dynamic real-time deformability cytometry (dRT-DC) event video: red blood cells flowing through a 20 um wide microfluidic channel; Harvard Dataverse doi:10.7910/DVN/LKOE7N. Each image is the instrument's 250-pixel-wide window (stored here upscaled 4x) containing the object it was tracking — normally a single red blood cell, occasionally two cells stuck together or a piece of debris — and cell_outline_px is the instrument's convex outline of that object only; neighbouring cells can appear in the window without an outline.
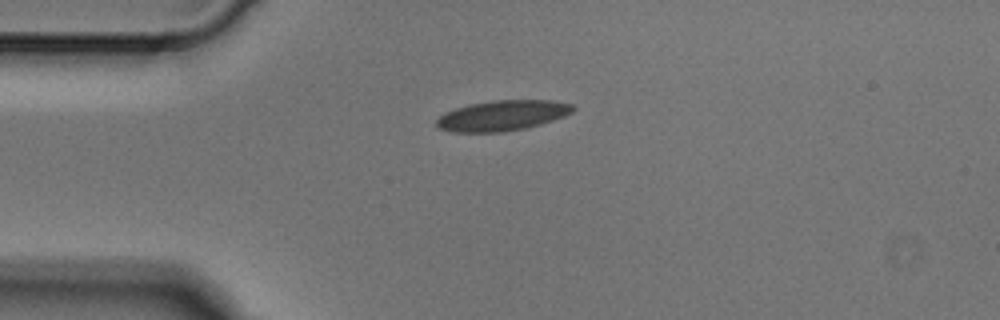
{"species": "Egyptian fruit bat (a non-hibernating species)", "species_latin": "Rousettus aegyptiacus", "temperature_condition": "cold", "stored_images_in_passage": 3, "camera_frame_rate_fps": 3000, "um_per_image_px": 0.085, "animal": {"sex": "male"}, "frame": {"image": 1, "passage_image": 1, "time_ms": 0.0, "image_size_px": [1000, 320], "cell_outline_px": [[576, 108], [572, 112], [564, 116], [540, 124], [524, 128], [504, 132], [452, 132], [440, 128], [436, 124], [436, 120], [444, 112], [468, 104], [492, 100], [552, 100], [572, 104]], "centroid_in_image_um": [42.69, 9.81], "position_along_channel_um": 42.3, "area_um2": 24.16}}
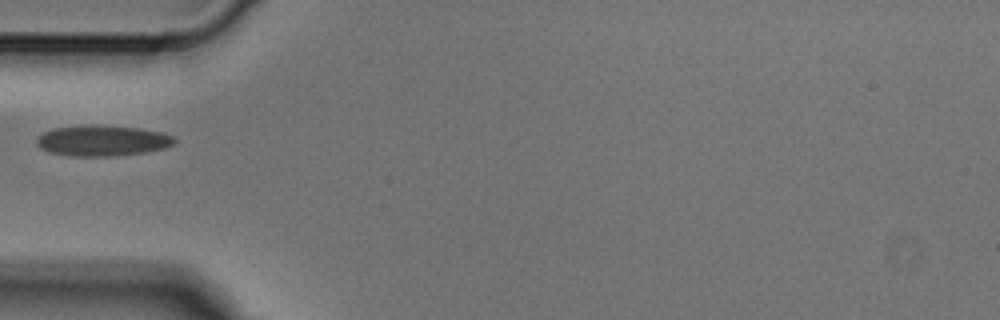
{"frame": {"image": 2, "passage_image": 2, "time_ms": 0.333, "image_size_px": [1000, 320], "cell_outline_px": [[176, 140], [172, 144], [164, 148], [144, 152], [112, 156], [68, 156], [48, 152], [40, 148], [36, 144], [36, 136], [52, 128], [140, 128], [164, 132], [176, 136]], "centroid_in_image_um": [8.71, 12.01], "position_along_channel_um": 76.3, "area_um2": 23.76}}
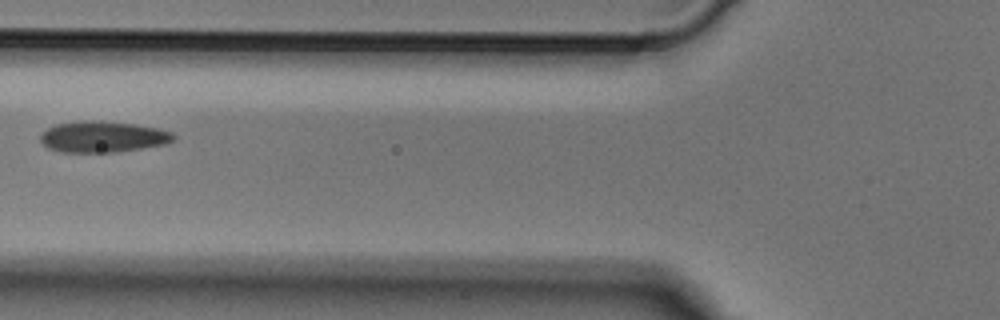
{"frame": {"image": 3, "passage_image": 3, "time_ms": 0.667, "image_size_px": [1000, 320], "cell_outline_px": [[176, 140], [164, 144], [116, 152], [60, 152], [48, 148], [40, 140], [40, 136], [48, 128], [56, 124], [84, 120], [100, 120], [136, 124], [160, 128], [172, 132], [176, 136]], "centroid_in_image_um": [8.77, 11.61], "position_along_channel_um": 117.0, "area_um2": 24.28}}